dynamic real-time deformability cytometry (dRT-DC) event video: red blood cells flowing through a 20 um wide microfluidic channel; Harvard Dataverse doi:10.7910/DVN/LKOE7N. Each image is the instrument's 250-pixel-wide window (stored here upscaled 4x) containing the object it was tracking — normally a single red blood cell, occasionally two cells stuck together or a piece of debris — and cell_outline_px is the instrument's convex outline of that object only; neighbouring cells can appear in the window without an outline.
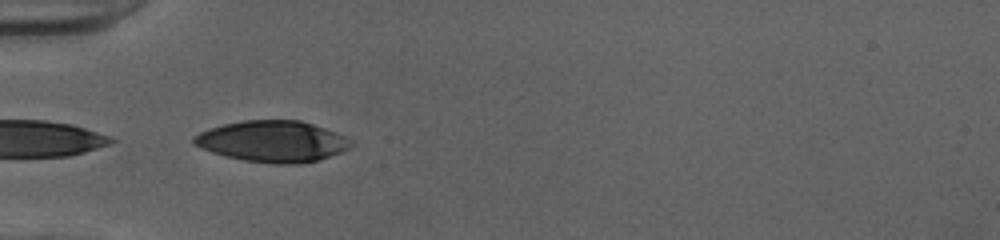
{"species": "human", "species_latin": "Homo sapiens", "temperature_condition": "cold", "stored_images_in_passage": 35, "camera_frame_rate_fps": 3000, "um_per_image_px": 0.085, "donor": {"sex": "female"}, "frame": {"image": 1, "passage_image": 1, "time_ms": 0.0, "image_size_px": [1000, 240], "cell_outline_px": [[352, 144], [348, 148], [340, 152], [320, 160], [296, 164], [276, 164], [244, 160], [224, 156], [212, 152], [192, 144], [192, 136], [200, 132], [224, 124], [244, 120], [300, 120], [324, 128], [344, 136], [352, 140]], "centroid_in_image_um": [23.15, 12.02], "position_along_channel_um": 61.9, "area_um2": 37.57}}
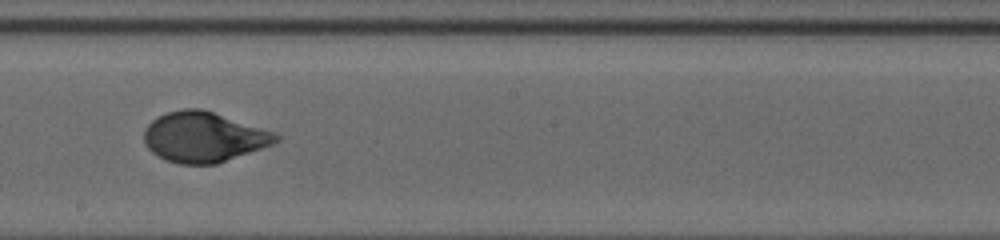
{"frame": {"image": 2, "passage_image": 14, "time_ms": 4.333, "image_size_px": [1000, 240], "cell_outline_px": [[280, 140], [272, 144], [216, 164], [180, 164], [164, 160], [156, 156], [144, 144], [144, 128], [152, 120], [168, 112], [184, 108], [204, 108], [276, 132], [280, 136]], "centroid_in_image_um": [17.31, 11.64], "position_along_channel_um": 230.9, "area_um2": 38.84}}
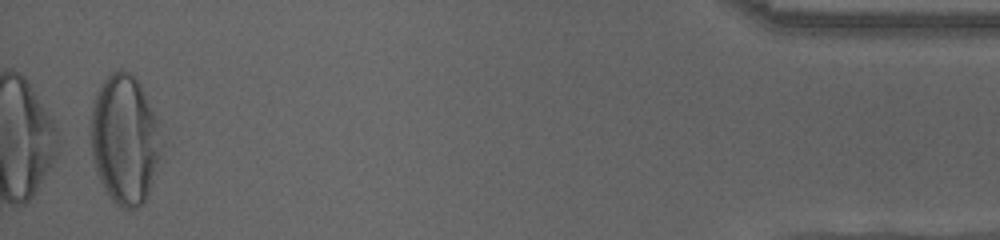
{"frame": {"image": 3, "passage_image": 34, "time_ms": 11.0, "image_size_px": [1000, 240], "cell_outline_px": [[164, 140], [152, 180], [148, 192], [144, 200], [136, 208], [124, 208], [116, 204], [104, 192], [96, 172], [92, 156], [88, 132], [92, 104], [96, 92], [100, 84], [112, 72], [120, 68], [124, 68], [140, 84], [144, 92], [156, 120]], "centroid_in_image_um": [10.54, 11.84], "position_along_channel_um": 424.7, "area_um2": 53.64}, "authors_computed_cell_mechanics": {"area_um2": 38.6104, "velocity_mm_per_s": 4.0273, "shape_relaxation_time_tau1_ms": 4.6983, "shape_relaxation_time_tau2_ms": null, "deformation_change_tau1": 0.2093, "deformation_change_tau2": null}}